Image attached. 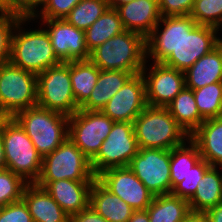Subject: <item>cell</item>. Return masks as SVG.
I'll use <instances>...</instances> for the list:
<instances>
[{
  "instance_id": "cell-27",
  "label": "cell",
  "mask_w": 222,
  "mask_h": 222,
  "mask_svg": "<svg viewBox=\"0 0 222 222\" xmlns=\"http://www.w3.org/2000/svg\"><path fill=\"white\" fill-rule=\"evenodd\" d=\"M100 69L89 59L70 61V78L76 104L80 107L96 85Z\"/></svg>"
},
{
  "instance_id": "cell-47",
  "label": "cell",
  "mask_w": 222,
  "mask_h": 222,
  "mask_svg": "<svg viewBox=\"0 0 222 222\" xmlns=\"http://www.w3.org/2000/svg\"><path fill=\"white\" fill-rule=\"evenodd\" d=\"M8 117L5 114L0 113V131L3 123L6 121Z\"/></svg>"
},
{
  "instance_id": "cell-16",
  "label": "cell",
  "mask_w": 222,
  "mask_h": 222,
  "mask_svg": "<svg viewBox=\"0 0 222 222\" xmlns=\"http://www.w3.org/2000/svg\"><path fill=\"white\" fill-rule=\"evenodd\" d=\"M146 107L145 81L139 73L133 75L101 111L114 122L133 123Z\"/></svg>"
},
{
  "instance_id": "cell-1",
  "label": "cell",
  "mask_w": 222,
  "mask_h": 222,
  "mask_svg": "<svg viewBox=\"0 0 222 222\" xmlns=\"http://www.w3.org/2000/svg\"><path fill=\"white\" fill-rule=\"evenodd\" d=\"M219 33L215 27L198 25L189 15L161 17L145 38L146 61L185 72L218 46Z\"/></svg>"
},
{
  "instance_id": "cell-24",
  "label": "cell",
  "mask_w": 222,
  "mask_h": 222,
  "mask_svg": "<svg viewBox=\"0 0 222 222\" xmlns=\"http://www.w3.org/2000/svg\"><path fill=\"white\" fill-rule=\"evenodd\" d=\"M220 169L222 167L211 166L204 173L195 194L188 200L191 212L205 213L222 202V170Z\"/></svg>"
},
{
  "instance_id": "cell-13",
  "label": "cell",
  "mask_w": 222,
  "mask_h": 222,
  "mask_svg": "<svg viewBox=\"0 0 222 222\" xmlns=\"http://www.w3.org/2000/svg\"><path fill=\"white\" fill-rule=\"evenodd\" d=\"M150 62L146 61L141 71L147 106L166 107L184 89V72L163 63L152 62L151 65Z\"/></svg>"
},
{
  "instance_id": "cell-37",
  "label": "cell",
  "mask_w": 222,
  "mask_h": 222,
  "mask_svg": "<svg viewBox=\"0 0 222 222\" xmlns=\"http://www.w3.org/2000/svg\"><path fill=\"white\" fill-rule=\"evenodd\" d=\"M0 222H33L23 199L0 207Z\"/></svg>"
},
{
  "instance_id": "cell-45",
  "label": "cell",
  "mask_w": 222,
  "mask_h": 222,
  "mask_svg": "<svg viewBox=\"0 0 222 222\" xmlns=\"http://www.w3.org/2000/svg\"><path fill=\"white\" fill-rule=\"evenodd\" d=\"M6 169V158L4 151V144L0 134V170Z\"/></svg>"
},
{
  "instance_id": "cell-46",
  "label": "cell",
  "mask_w": 222,
  "mask_h": 222,
  "mask_svg": "<svg viewBox=\"0 0 222 222\" xmlns=\"http://www.w3.org/2000/svg\"><path fill=\"white\" fill-rule=\"evenodd\" d=\"M133 0H107L109 8L116 9L118 6L130 3Z\"/></svg>"
},
{
  "instance_id": "cell-31",
  "label": "cell",
  "mask_w": 222,
  "mask_h": 222,
  "mask_svg": "<svg viewBox=\"0 0 222 222\" xmlns=\"http://www.w3.org/2000/svg\"><path fill=\"white\" fill-rule=\"evenodd\" d=\"M195 102L204 119L222 117V82L193 90Z\"/></svg>"
},
{
  "instance_id": "cell-19",
  "label": "cell",
  "mask_w": 222,
  "mask_h": 222,
  "mask_svg": "<svg viewBox=\"0 0 222 222\" xmlns=\"http://www.w3.org/2000/svg\"><path fill=\"white\" fill-rule=\"evenodd\" d=\"M22 199L26 203L33 222H69L70 217L51 197L45 188L35 183L25 187Z\"/></svg>"
},
{
  "instance_id": "cell-43",
  "label": "cell",
  "mask_w": 222,
  "mask_h": 222,
  "mask_svg": "<svg viewBox=\"0 0 222 222\" xmlns=\"http://www.w3.org/2000/svg\"><path fill=\"white\" fill-rule=\"evenodd\" d=\"M128 222H150L147 210L133 211Z\"/></svg>"
},
{
  "instance_id": "cell-22",
  "label": "cell",
  "mask_w": 222,
  "mask_h": 222,
  "mask_svg": "<svg viewBox=\"0 0 222 222\" xmlns=\"http://www.w3.org/2000/svg\"><path fill=\"white\" fill-rule=\"evenodd\" d=\"M133 75L135 73L122 70H100L90 97L80 106V109L101 111Z\"/></svg>"
},
{
  "instance_id": "cell-29",
  "label": "cell",
  "mask_w": 222,
  "mask_h": 222,
  "mask_svg": "<svg viewBox=\"0 0 222 222\" xmlns=\"http://www.w3.org/2000/svg\"><path fill=\"white\" fill-rule=\"evenodd\" d=\"M197 144L189 137L183 144L170 150L171 185L173 188L190 172V169L201 160Z\"/></svg>"
},
{
  "instance_id": "cell-20",
  "label": "cell",
  "mask_w": 222,
  "mask_h": 222,
  "mask_svg": "<svg viewBox=\"0 0 222 222\" xmlns=\"http://www.w3.org/2000/svg\"><path fill=\"white\" fill-rule=\"evenodd\" d=\"M190 138L202 159L210 166L222 167V117L205 119Z\"/></svg>"
},
{
  "instance_id": "cell-39",
  "label": "cell",
  "mask_w": 222,
  "mask_h": 222,
  "mask_svg": "<svg viewBox=\"0 0 222 222\" xmlns=\"http://www.w3.org/2000/svg\"><path fill=\"white\" fill-rule=\"evenodd\" d=\"M49 2V0H17L19 16L34 18Z\"/></svg>"
},
{
  "instance_id": "cell-5",
  "label": "cell",
  "mask_w": 222,
  "mask_h": 222,
  "mask_svg": "<svg viewBox=\"0 0 222 222\" xmlns=\"http://www.w3.org/2000/svg\"><path fill=\"white\" fill-rule=\"evenodd\" d=\"M133 124L139 148L171 150L190 137L166 107L147 106Z\"/></svg>"
},
{
  "instance_id": "cell-21",
  "label": "cell",
  "mask_w": 222,
  "mask_h": 222,
  "mask_svg": "<svg viewBox=\"0 0 222 222\" xmlns=\"http://www.w3.org/2000/svg\"><path fill=\"white\" fill-rule=\"evenodd\" d=\"M89 205L108 222H128L134 211L97 178L93 181L90 190Z\"/></svg>"
},
{
  "instance_id": "cell-40",
  "label": "cell",
  "mask_w": 222,
  "mask_h": 222,
  "mask_svg": "<svg viewBox=\"0 0 222 222\" xmlns=\"http://www.w3.org/2000/svg\"><path fill=\"white\" fill-rule=\"evenodd\" d=\"M69 222H108L100 216L90 205L70 217Z\"/></svg>"
},
{
  "instance_id": "cell-9",
  "label": "cell",
  "mask_w": 222,
  "mask_h": 222,
  "mask_svg": "<svg viewBox=\"0 0 222 222\" xmlns=\"http://www.w3.org/2000/svg\"><path fill=\"white\" fill-rule=\"evenodd\" d=\"M37 105L67 116L80 109L73 95L70 62L50 67L37 75Z\"/></svg>"
},
{
  "instance_id": "cell-14",
  "label": "cell",
  "mask_w": 222,
  "mask_h": 222,
  "mask_svg": "<svg viewBox=\"0 0 222 222\" xmlns=\"http://www.w3.org/2000/svg\"><path fill=\"white\" fill-rule=\"evenodd\" d=\"M96 178L134 211L146 210L155 197L129 167L110 168Z\"/></svg>"
},
{
  "instance_id": "cell-2",
  "label": "cell",
  "mask_w": 222,
  "mask_h": 222,
  "mask_svg": "<svg viewBox=\"0 0 222 222\" xmlns=\"http://www.w3.org/2000/svg\"><path fill=\"white\" fill-rule=\"evenodd\" d=\"M31 21L35 23L33 18H21L18 21L13 33L9 62L38 75L62 62L55 55L49 34L41 24L38 29L25 28Z\"/></svg>"
},
{
  "instance_id": "cell-17",
  "label": "cell",
  "mask_w": 222,
  "mask_h": 222,
  "mask_svg": "<svg viewBox=\"0 0 222 222\" xmlns=\"http://www.w3.org/2000/svg\"><path fill=\"white\" fill-rule=\"evenodd\" d=\"M116 10L124 29L137 32L144 38L152 32L162 17L158 0H133L118 6Z\"/></svg>"
},
{
  "instance_id": "cell-11",
  "label": "cell",
  "mask_w": 222,
  "mask_h": 222,
  "mask_svg": "<svg viewBox=\"0 0 222 222\" xmlns=\"http://www.w3.org/2000/svg\"><path fill=\"white\" fill-rule=\"evenodd\" d=\"M114 121L102 111L79 109L69 116L70 140L91 160L111 132Z\"/></svg>"
},
{
  "instance_id": "cell-25",
  "label": "cell",
  "mask_w": 222,
  "mask_h": 222,
  "mask_svg": "<svg viewBox=\"0 0 222 222\" xmlns=\"http://www.w3.org/2000/svg\"><path fill=\"white\" fill-rule=\"evenodd\" d=\"M146 210L150 222H184L191 213L188 200L172 193L155 196Z\"/></svg>"
},
{
  "instance_id": "cell-4",
  "label": "cell",
  "mask_w": 222,
  "mask_h": 222,
  "mask_svg": "<svg viewBox=\"0 0 222 222\" xmlns=\"http://www.w3.org/2000/svg\"><path fill=\"white\" fill-rule=\"evenodd\" d=\"M25 130L37 152L44 157L68 138L69 116L38 105L13 117Z\"/></svg>"
},
{
  "instance_id": "cell-42",
  "label": "cell",
  "mask_w": 222,
  "mask_h": 222,
  "mask_svg": "<svg viewBox=\"0 0 222 222\" xmlns=\"http://www.w3.org/2000/svg\"><path fill=\"white\" fill-rule=\"evenodd\" d=\"M209 222H222V202L205 212Z\"/></svg>"
},
{
  "instance_id": "cell-10",
  "label": "cell",
  "mask_w": 222,
  "mask_h": 222,
  "mask_svg": "<svg viewBox=\"0 0 222 222\" xmlns=\"http://www.w3.org/2000/svg\"><path fill=\"white\" fill-rule=\"evenodd\" d=\"M138 150L134 124L114 122L98 153L90 160L94 175L97 177L110 168L128 167Z\"/></svg>"
},
{
  "instance_id": "cell-6",
  "label": "cell",
  "mask_w": 222,
  "mask_h": 222,
  "mask_svg": "<svg viewBox=\"0 0 222 222\" xmlns=\"http://www.w3.org/2000/svg\"><path fill=\"white\" fill-rule=\"evenodd\" d=\"M0 134L4 144L6 169L29 184L35 183L41 173L42 156L25 130L14 118H7Z\"/></svg>"
},
{
  "instance_id": "cell-30",
  "label": "cell",
  "mask_w": 222,
  "mask_h": 222,
  "mask_svg": "<svg viewBox=\"0 0 222 222\" xmlns=\"http://www.w3.org/2000/svg\"><path fill=\"white\" fill-rule=\"evenodd\" d=\"M107 0H80L65 17L74 27L87 30L107 9Z\"/></svg>"
},
{
  "instance_id": "cell-23",
  "label": "cell",
  "mask_w": 222,
  "mask_h": 222,
  "mask_svg": "<svg viewBox=\"0 0 222 222\" xmlns=\"http://www.w3.org/2000/svg\"><path fill=\"white\" fill-rule=\"evenodd\" d=\"M184 75L185 86L192 90L222 82V47L218 45L202 56L184 72Z\"/></svg>"
},
{
  "instance_id": "cell-32",
  "label": "cell",
  "mask_w": 222,
  "mask_h": 222,
  "mask_svg": "<svg viewBox=\"0 0 222 222\" xmlns=\"http://www.w3.org/2000/svg\"><path fill=\"white\" fill-rule=\"evenodd\" d=\"M189 16L198 24L218 27L222 24V0H194Z\"/></svg>"
},
{
  "instance_id": "cell-15",
  "label": "cell",
  "mask_w": 222,
  "mask_h": 222,
  "mask_svg": "<svg viewBox=\"0 0 222 222\" xmlns=\"http://www.w3.org/2000/svg\"><path fill=\"white\" fill-rule=\"evenodd\" d=\"M39 21H42L40 24L48 32L55 55L62 63L89 59L84 30L74 27L65 18Z\"/></svg>"
},
{
  "instance_id": "cell-35",
  "label": "cell",
  "mask_w": 222,
  "mask_h": 222,
  "mask_svg": "<svg viewBox=\"0 0 222 222\" xmlns=\"http://www.w3.org/2000/svg\"><path fill=\"white\" fill-rule=\"evenodd\" d=\"M20 19V16L0 15V64L10 60L13 33Z\"/></svg>"
},
{
  "instance_id": "cell-8",
  "label": "cell",
  "mask_w": 222,
  "mask_h": 222,
  "mask_svg": "<svg viewBox=\"0 0 222 222\" xmlns=\"http://www.w3.org/2000/svg\"><path fill=\"white\" fill-rule=\"evenodd\" d=\"M37 105V75L10 62L0 64V113L13 118Z\"/></svg>"
},
{
  "instance_id": "cell-12",
  "label": "cell",
  "mask_w": 222,
  "mask_h": 222,
  "mask_svg": "<svg viewBox=\"0 0 222 222\" xmlns=\"http://www.w3.org/2000/svg\"><path fill=\"white\" fill-rule=\"evenodd\" d=\"M128 167L154 196L172 192L170 150L139 148Z\"/></svg>"
},
{
  "instance_id": "cell-36",
  "label": "cell",
  "mask_w": 222,
  "mask_h": 222,
  "mask_svg": "<svg viewBox=\"0 0 222 222\" xmlns=\"http://www.w3.org/2000/svg\"><path fill=\"white\" fill-rule=\"evenodd\" d=\"M80 0H49L46 6L33 18L39 19H64Z\"/></svg>"
},
{
  "instance_id": "cell-38",
  "label": "cell",
  "mask_w": 222,
  "mask_h": 222,
  "mask_svg": "<svg viewBox=\"0 0 222 222\" xmlns=\"http://www.w3.org/2000/svg\"><path fill=\"white\" fill-rule=\"evenodd\" d=\"M162 17L189 15L194 0H158Z\"/></svg>"
},
{
  "instance_id": "cell-3",
  "label": "cell",
  "mask_w": 222,
  "mask_h": 222,
  "mask_svg": "<svg viewBox=\"0 0 222 222\" xmlns=\"http://www.w3.org/2000/svg\"><path fill=\"white\" fill-rule=\"evenodd\" d=\"M89 60L100 70L141 73L146 62L145 38L125 30L90 52Z\"/></svg>"
},
{
  "instance_id": "cell-34",
  "label": "cell",
  "mask_w": 222,
  "mask_h": 222,
  "mask_svg": "<svg viewBox=\"0 0 222 222\" xmlns=\"http://www.w3.org/2000/svg\"><path fill=\"white\" fill-rule=\"evenodd\" d=\"M210 167L211 166L204 159H201L190 169V172L184 177V180L173 188L171 193L180 198L189 200L195 194L199 182Z\"/></svg>"
},
{
  "instance_id": "cell-28",
  "label": "cell",
  "mask_w": 222,
  "mask_h": 222,
  "mask_svg": "<svg viewBox=\"0 0 222 222\" xmlns=\"http://www.w3.org/2000/svg\"><path fill=\"white\" fill-rule=\"evenodd\" d=\"M125 31L119 13L116 9L108 8L87 30L85 41L89 52L107 40Z\"/></svg>"
},
{
  "instance_id": "cell-44",
  "label": "cell",
  "mask_w": 222,
  "mask_h": 222,
  "mask_svg": "<svg viewBox=\"0 0 222 222\" xmlns=\"http://www.w3.org/2000/svg\"><path fill=\"white\" fill-rule=\"evenodd\" d=\"M184 222H209L205 213H194L191 212L185 219Z\"/></svg>"
},
{
  "instance_id": "cell-41",
  "label": "cell",
  "mask_w": 222,
  "mask_h": 222,
  "mask_svg": "<svg viewBox=\"0 0 222 222\" xmlns=\"http://www.w3.org/2000/svg\"><path fill=\"white\" fill-rule=\"evenodd\" d=\"M0 15L19 16L17 0H0Z\"/></svg>"
},
{
  "instance_id": "cell-7",
  "label": "cell",
  "mask_w": 222,
  "mask_h": 222,
  "mask_svg": "<svg viewBox=\"0 0 222 222\" xmlns=\"http://www.w3.org/2000/svg\"><path fill=\"white\" fill-rule=\"evenodd\" d=\"M68 179L94 181L90 159L68 137L52 153L42 157L41 173L36 185L45 188L51 181Z\"/></svg>"
},
{
  "instance_id": "cell-48",
  "label": "cell",
  "mask_w": 222,
  "mask_h": 222,
  "mask_svg": "<svg viewBox=\"0 0 222 222\" xmlns=\"http://www.w3.org/2000/svg\"><path fill=\"white\" fill-rule=\"evenodd\" d=\"M221 28V29H220ZM218 32L221 31L222 32V24L218 27ZM218 45L220 47H222V37H218Z\"/></svg>"
},
{
  "instance_id": "cell-26",
  "label": "cell",
  "mask_w": 222,
  "mask_h": 222,
  "mask_svg": "<svg viewBox=\"0 0 222 222\" xmlns=\"http://www.w3.org/2000/svg\"><path fill=\"white\" fill-rule=\"evenodd\" d=\"M166 108L189 136L205 120L198 111L193 90L186 86Z\"/></svg>"
},
{
  "instance_id": "cell-18",
  "label": "cell",
  "mask_w": 222,
  "mask_h": 222,
  "mask_svg": "<svg viewBox=\"0 0 222 222\" xmlns=\"http://www.w3.org/2000/svg\"><path fill=\"white\" fill-rule=\"evenodd\" d=\"M92 184L93 181L61 179L51 181L45 189L64 212L71 217L89 206Z\"/></svg>"
},
{
  "instance_id": "cell-33",
  "label": "cell",
  "mask_w": 222,
  "mask_h": 222,
  "mask_svg": "<svg viewBox=\"0 0 222 222\" xmlns=\"http://www.w3.org/2000/svg\"><path fill=\"white\" fill-rule=\"evenodd\" d=\"M28 184L11 170H0V207L21 200Z\"/></svg>"
}]
</instances>
